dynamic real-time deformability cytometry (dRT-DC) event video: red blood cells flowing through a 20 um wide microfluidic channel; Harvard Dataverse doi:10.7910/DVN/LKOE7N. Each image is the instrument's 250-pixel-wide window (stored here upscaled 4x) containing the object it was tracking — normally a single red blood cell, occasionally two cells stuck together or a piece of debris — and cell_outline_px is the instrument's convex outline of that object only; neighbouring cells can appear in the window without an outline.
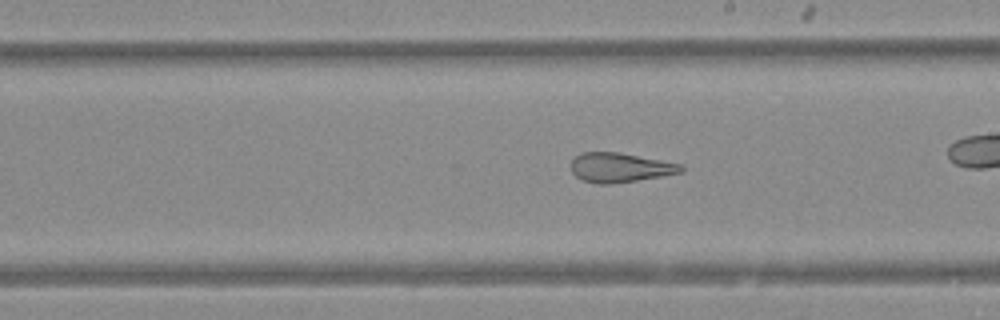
{"species": "Egyptian fruit bat (a non-hibernating species)", "species_latin": "Rousettus aegyptiacus", "temperature_condition": "warm", "stored_images_in_passage": 40, "camera_frame_rate_fps": 3000, "um_per_image_px": 0.085, "animal": {"sex": "female"}, "frame": {"image": 1, "passage_image": 29, "time_ms": 9.333, "image_size_px": [1000, 320], "cell_outline_px": [[684, 172], [612, 184], [596, 184], [584, 180], [576, 176], [572, 172], [572, 160], [580, 152], [616, 152], [660, 160], [680, 164], [684, 168]], "centroid_in_image_um": [52.68, 14.24], "position_along_channel_um": 236.3, "area_um2": 18.61}}